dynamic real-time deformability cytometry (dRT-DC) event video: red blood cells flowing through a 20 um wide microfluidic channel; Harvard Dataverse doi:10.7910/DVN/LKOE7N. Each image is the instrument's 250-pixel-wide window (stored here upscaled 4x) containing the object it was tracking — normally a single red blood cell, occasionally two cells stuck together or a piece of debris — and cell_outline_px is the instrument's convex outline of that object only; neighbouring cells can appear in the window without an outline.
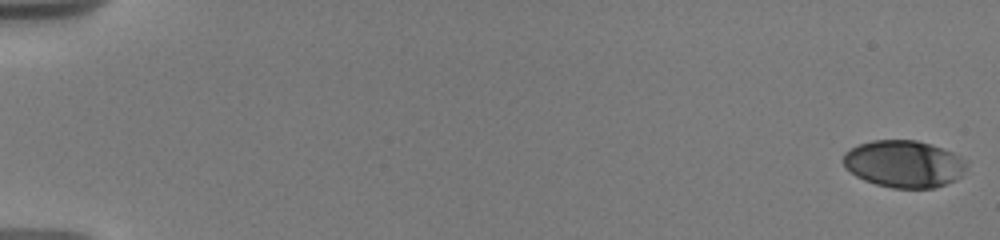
{"species": "human", "species_latin": "Homo sapiens", "temperature_condition": "warm", "stored_images_in_passage": 66, "camera_frame_rate_fps": 3000, "um_per_image_px": 0.085, "donor": {"sex": "male"}, "frame": {"image": 1, "passage_image": 1, "time_ms": 0.0, "image_size_px": [1000, 240], "cell_outline_px": [[968, 168], [956, 180], [936, 188], [892, 188], [876, 184], [864, 180], [856, 176], [844, 168], [844, 152], [860, 144], [872, 140], [916, 140], [932, 144], [952, 152], [968, 160]], "centroid_in_image_um": [76.87, 13.93], "position_along_channel_um": 8.1, "area_um2": 34.16}}
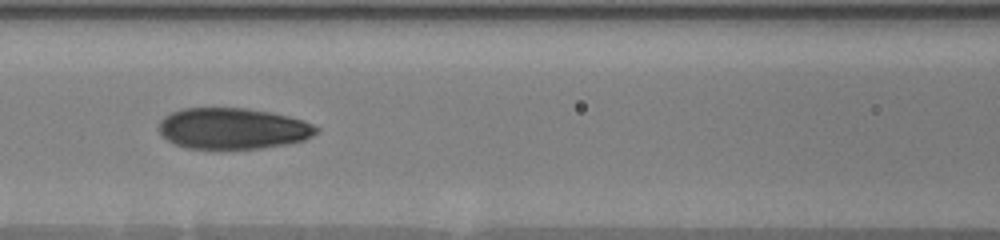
{"frame": {"image": 2, "passage_image": 28, "time_ms": 8.667, "image_size_px": [1000, 240], "cell_outline_px": [[320, 128], [312, 136], [304, 140], [288, 144], [260, 148], [212, 152], [188, 148], [176, 144], [168, 140], [160, 132], [160, 120], [164, 116], [172, 112], [184, 108], [244, 108], [268, 112], [288, 116], [304, 120]], "centroid_in_image_um": [19.78, 10.96], "position_along_channel_um": 146.8, "area_um2": 38.44}}
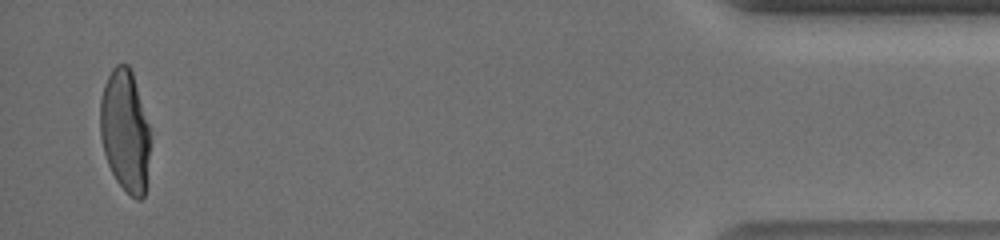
{"frame": {"image": 3, "passage_image": 63, "time_ms": 18.0, "image_size_px": [1000, 240], "cell_outline_px": [[148, 156], [144, 196], [140, 200], [136, 200], [116, 180], [108, 164], [104, 152], [100, 136], [100, 100], [104, 84], [112, 68], [116, 64], [128, 64], [132, 72], [148, 124]], "centroid_in_image_um": [10.59, 11.09], "position_along_channel_um": 424.6, "area_um2": 34.91}, "authors_computed_cell_mechanics": {"area_um2": 36.6452, "velocity_mm_per_s": 3.6957, "shape_relaxation_time_tau1_ms": 4.6025, "shape_relaxation_time_tau2_ms": 1.0393, "deformation_change_tau1": 0.2054, "deformation_change_tau2": 0.0677}}